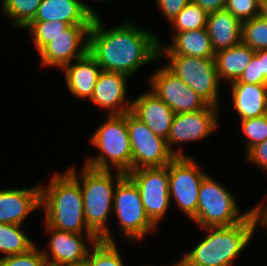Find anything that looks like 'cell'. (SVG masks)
<instances>
[{"instance_id": "obj_33", "label": "cell", "mask_w": 267, "mask_h": 266, "mask_svg": "<svg viewBox=\"0 0 267 266\" xmlns=\"http://www.w3.org/2000/svg\"><path fill=\"white\" fill-rule=\"evenodd\" d=\"M225 10L243 23L259 15L260 0H226Z\"/></svg>"}, {"instance_id": "obj_19", "label": "cell", "mask_w": 267, "mask_h": 266, "mask_svg": "<svg viewBox=\"0 0 267 266\" xmlns=\"http://www.w3.org/2000/svg\"><path fill=\"white\" fill-rule=\"evenodd\" d=\"M96 14L80 0H42L31 22L63 21L69 25H91Z\"/></svg>"}, {"instance_id": "obj_5", "label": "cell", "mask_w": 267, "mask_h": 266, "mask_svg": "<svg viewBox=\"0 0 267 266\" xmlns=\"http://www.w3.org/2000/svg\"><path fill=\"white\" fill-rule=\"evenodd\" d=\"M90 143L97 147L100 153L97 156L87 158L86 166L99 170L114 168L115 171L124 174L132 170V150L127 128V113L108 115L107 121L101 124L91 136Z\"/></svg>"}, {"instance_id": "obj_20", "label": "cell", "mask_w": 267, "mask_h": 266, "mask_svg": "<svg viewBox=\"0 0 267 266\" xmlns=\"http://www.w3.org/2000/svg\"><path fill=\"white\" fill-rule=\"evenodd\" d=\"M74 62L62 68L67 87L74 97L91 99L101 67L89 52Z\"/></svg>"}, {"instance_id": "obj_23", "label": "cell", "mask_w": 267, "mask_h": 266, "mask_svg": "<svg viewBox=\"0 0 267 266\" xmlns=\"http://www.w3.org/2000/svg\"><path fill=\"white\" fill-rule=\"evenodd\" d=\"M233 105L241 120L260 117L267 111V85L231 82Z\"/></svg>"}, {"instance_id": "obj_26", "label": "cell", "mask_w": 267, "mask_h": 266, "mask_svg": "<svg viewBox=\"0 0 267 266\" xmlns=\"http://www.w3.org/2000/svg\"><path fill=\"white\" fill-rule=\"evenodd\" d=\"M42 0H2L3 15L11 17L16 28H25L36 16Z\"/></svg>"}, {"instance_id": "obj_35", "label": "cell", "mask_w": 267, "mask_h": 266, "mask_svg": "<svg viewBox=\"0 0 267 266\" xmlns=\"http://www.w3.org/2000/svg\"><path fill=\"white\" fill-rule=\"evenodd\" d=\"M157 7L164 14L167 21L171 22L192 0H155Z\"/></svg>"}, {"instance_id": "obj_31", "label": "cell", "mask_w": 267, "mask_h": 266, "mask_svg": "<svg viewBox=\"0 0 267 266\" xmlns=\"http://www.w3.org/2000/svg\"><path fill=\"white\" fill-rule=\"evenodd\" d=\"M242 132L248 139L247 152L267 139V115L241 120Z\"/></svg>"}, {"instance_id": "obj_11", "label": "cell", "mask_w": 267, "mask_h": 266, "mask_svg": "<svg viewBox=\"0 0 267 266\" xmlns=\"http://www.w3.org/2000/svg\"><path fill=\"white\" fill-rule=\"evenodd\" d=\"M137 186L149 219L157 225L170 206L168 165L131 170L126 174Z\"/></svg>"}, {"instance_id": "obj_42", "label": "cell", "mask_w": 267, "mask_h": 266, "mask_svg": "<svg viewBox=\"0 0 267 266\" xmlns=\"http://www.w3.org/2000/svg\"><path fill=\"white\" fill-rule=\"evenodd\" d=\"M173 266H179V261H177V263H175V265L173 264Z\"/></svg>"}, {"instance_id": "obj_1", "label": "cell", "mask_w": 267, "mask_h": 266, "mask_svg": "<svg viewBox=\"0 0 267 266\" xmlns=\"http://www.w3.org/2000/svg\"><path fill=\"white\" fill-rule=\"evenodd\" d=\"M101 17L96 14L89 30L88 52L96 59L101 70L134 74L141 66L159 59L157 33L149 32L126 22L105 30Z\"/></svg>"}, {"instance_id": "obj_25", "label": "cell", "mask_w": 267, "mask_h": 266, "mask_svg": "<svg viewBox=\"0 0 267 266\" xmlns=\"http://www.w3.org/2000/svg\"><path fill=\"white\" fill-rule=\"evenodd\" d=\"M35 245L21 225L0 223V252L4 256H11L27 252Z\"/></svg>"}, {"instance_id": "obj_38", "label": "cell", "mask_w": 267, "mask_h": 266, "mask_svg": "<svg viewBox=\"0 0 267 266\" xmlns=\"http://www.w3.org/2000/svg\"><path fill=\"white\" fill-rule=\"evenodd\" d=\"M252 212L255 216L256 223L262 224V226H264L263 228L267 231V204L265 206H263V203L255 205V207L252 208Z\"/></svg>"}, {"instance_id": "obj_29", "label": "cell", "mask_w": 267, "mask_h": 266, "mask_svg": "<svg viewBox=\"0 0 267 266\" xmlns=\"http://www.w3.org/2000/svg\"><path fill=\"white\" fill-rule=\"evenodd\" d=\"M70 25L63 21L30 22L24 29L30 30L34 45L39 52L53 38L62 34Z\"/></svg>"}, {"instance_id": "obj_3", "label": "cell", "mask_w": 267, "mask_h": 266, "mask_svg": "<svg viewBox=\"0 0 267 266\" xmlns=\"http://www.w3.org/2000/svg\"><path fill=\"white\" fill-rule=\"evenodd\" d=\"M257 223L253 212L232 226L201 228L205 239L179 260V266H231L250 243Z\"/></svg>"}, {"instance_id": "obj_37", "label": "cell", "mask_w": 267, "mask_h": 266, "mask_svg": "<svg viewBox=\"0 0 267 266\" xmlns=\"http://www.w3.org/2000/svg\"><path fill=\"white\" fill-rule=\"evenodd\" d=\"M208 14L225 9L226 0H192Z\"/></svg>"}, {"instance_id": "obj_14", "label": "cell", "mask_w": 267, "mask_h": 266, "mask_svg": "<svg viewBox=\"0 0 267 266\" xmlns=\"http://www.w3.org/2000/svg\"><path fill=\"white\" fill-rule=\"evenodd\" d=\"M91 25H70L38 53L42 66L62 69L88 52ZM86 35V36H85ZM85 37V38H84Z\"/></svg>"}, {"instance_id": "obj_40", "label": "cell", "mask_w": 267, "mask_h": 266, "mask_svg": "<svg viewBox=\"0 0 267 266\" xmlns=\"http://www.w3.org/2000/svg\"><path fill=\"white\" fill-rule=\"evenodd\" d=\"M259 15L267 19V0H260V13Z\"/></svg>"}, {"instance_id": "obj_9", "label": "cell", "mask_w": 267, "mask_h": 266, "mask_svg": "<svg viewBox=\"0 0 267 266\" xmlns=\"http://www.w3.org/2000/svg\"><path fill=\"white\" fill-rule=\"evenodd\" d=\"M191 156L175 157L168 164L169 196L174 198L179 210L193 219L197 213L202 180L208 175Z\"/></svg>"}, {"instance_id": "obj_24", "label": "cell", "mask_w": 267, "mask_h": 266, "mask_svg": "<svg viewBox=\"0 0 267 266\" xmlns=\"http://www.w3.org/2000/svg\"><path fill=\"white\" fill-rule=\"evenodd\" d=\"M256 51L242 42L215 53L214 60L219 79L234 82L240 78Z\"/></svg>"}, {"instance_id": "obj_4", "label": "cell", "mask_w": 267, "mask_h": 266, "mask_svg": "<svg viewBox=\"0 0 267 266\" xmlns=\"http://www.w3.org/2000/svg\"><path fill=\"white\" fill-rule=\"evenodd\" d=\"M67 172L79 183L83 196L84 218L88 229L100 240L114 242L107 225L110 211H113L114 192L117 183L126 175L112 170H99L83 166L81 180L73 166ZM115 179V180H114ZM115 181V182H113ZM114 183V184H113Z\"/></svg>"}, {"instance_id": "obj_39", "label": "cell", "mask_w": 267, "mask_h": 266, "mask_svg": "<svg viewBox=\"0 0 267 266\" xmlns=\"http://www.w3.org/2000/svg\"><path fill=\"white\" fill-rule=\"evenodd\" d=\"M259 62L261 67V75L267 80V50L259 51Z\"/></svg>"}, {"instance_id": "obj_28", "label": "cell", "mask_w": 267, "mask_h": 266, "mask_svg": "<svg viewBox=\"0 0 267 266\" xmlns=\"http://www.w3.org/2000/svg\"><path fill=\"white\" fill-rule=\"evenodd\" d=\"M242 43L254 51L267 50V19L258 15L243 22Z\"/></svg>"}, {"instance_id": "obj_36", "label": "cell", "mask_w": 267, "mask_h": 266, "mask_svg": "<svg viewBox=\"0 0 267 266\" xmlns=\"http://www.w3.org/2000/svg\"><path fill=\"white\" fill-rule=\"evenodd\" d=\"M246 155L250 163L260 166L263 171L267 172V139L252 147Z\"/></svg>"}, {"instance_id": "obj_13", "label": "cell", "mask_w": 267, "mask_h": 266, "mask_svg": "<svg viewBox=\"0 0 267 266\" xmlns=\"http://www.w3.org/2000/svg\"><path fill=\"white\" fill-rule=\"evenodd\" d=\"M151 91L176 113L205 109L209 104L165 65L149 79Z\"/></svg>"}, {"instance_id": "obj_27", "label": "cell", "mask_w": 267, "mask_h": 266, "mask_svg": "<svg viewBox=\"0 0 267 266\" xmlns=\"http://www.w3.org/2000/svg\"><path fill=\"white\" fill-rule=\"evenodd\" d=\"M207 18L208 13L191 1L170 22V24L173 26V33L198 30L201 28H206Z\"/></svg>"}, {"instance_id": "obj_30", "label": "cell", "mask_w": 267, "mask_h": 266, "mask_svg": "<svg viewBox=\"0 0 267 266\" xmlns=\"http://www.w3.org/2000/svg\"><path fill=\"white\" fill-rule=\"evenodd\" d=\"M92 246L93 249L87 255L91 266H124L115 241L107 242L100 239Z\"/></svg>"}, {"instance_id": "obj_7", "label": "cell", "mask_w": 267, "mask_h": 266, "mask_svg": "<svg viewBox=\"0 0 267 266\" xmlns=\"http://www.w3.org/2000/svg\"><path fill=\"white\" fill-rule=\"evenodd\" d=\"M113 212L118 218L121 234L131 241L144 240L157 227L147 216L140 192L127 175L115 187Z\"/></svg>"}, {"instance_id": "obj_41", "label": "cell", "mask_w": 267, "mask_h": 266, "mask_svg": "<svg viewBox=\"0 0 267 266\" xmlns=\"http://www.w3.org/2000/svg\"><path fill=\"white\" fill-rule=\"evenodd\" d=\"M68 266H91V262L86 258L82 261H79L77 263H74Z\"/></svg>"}, {"instance_id": "obj_22", "label": "cell", "mask_w": 267, "mask_h": 266, "mask_svg": "<svg viewBox=\"0 0 267 266\" xmlns=\"http://www.w3.org/2000/svg\"><path fill=\"white\" fill-rule=\"evenodd\" d=\"M206 29L215 53L242 42V22L225 9L208 14Z\"/></svg>"}, {"instance_id": "obj_10", "label": "cell", "mask_w": 267, "mask_h": 266, "mask_svg": "<svg viewBox=\"0 0 267 266\" xmlns=\"http://www.w3.org/2000/svg\"><path fill=\"white\" fill-rule=\"evenodd\" d=\"M127 128L132 150V170L163 167L175 158L168 149L166 139L155 135L131 111L127 112Z\"/></svg>"}, {"instance_id": "obj_21", "label": "cell", "mask_w": 267, "mask_h": 266, "mask_svg": "<svg viewBox=\"0 0 267 266\" xmlns=\"http://www.w3.org/2000/svg\"><path fill=\"white\" fill-rule=\"evenodd\" d=\"M158 37L159 55H184L214 59L215 52L206 28L173 33L171 45H161Z\"/></svg>"}, {"instance_id": "obj_12", "label": "cell", "mask_w": 267, "mask_h": 266, "mask_svg": "<svg viewBox=\"0 0 267 266\" xmlns=\"http://www.w3.org/2000/svg\"><path fill=\"white\" fill-rule=\"evenodd\" d=\"M218 112V107L208 105L202 110L176 113L173 117L171 129L166 140L170 152L175 157H186L180 150L181 148L176 150V148L173 147V149L172 146L177 145V143L201 140L212 134V132L218 128Z\"/></svg>"}, {"instance_id": "obj_2", "label": "cell", "mask_w": 267, "mask_h": 266, "mask_svg": "<svg viewBox=\"0 0 267 266\" xmlns=\"http://www.w3.org/2000/svg\"><path fill=\"white\" fill-rule=\"evenodd\" d=\"M58 173H54L48 187L40 186V204L45 212V226L77 234L84 232L87 238L84 240L94 244L99 239L87 227L79 183L67 171Z\"/></svg>"}, {"instance_id": "obj_16", "label": "cell", "mask_w": 267, "mask_h": 266, "mask_svg": "<svg viewBox=\"0 0 267 266\" xmlns=\"http://www.w3.org/2000/svg\"><path fill=\"white\" fill-rule=\"evenodd\" d=\"M46 231L51 233L47 248L50 252L42 251L47 266H68L87 258L90 249L86 241L82 240L83 234L60 231L48 226Z\"/></svg>"}, {"instance_id": "obj_32", "label": "cell", "mask_w": 267, "mask_h": 266, "mask_svg": "<svg viewBox=\"0 0 267 266\" xmlns=\"http://www.w3.org/2000/svg\"><path fill=\"white\" fill-rule=\"evenodd\" d=\"M36 245L27 252L0 257V266H47L42 250H38Z\"/></svg>"}, {"instance_id": "obj_6", "label": "cell", "mask_w": 267, "mask_h": 266, "mask_svg": "<svg viewBox=\"0 0 267 266\" xmlns=\"http://www.w3.org/2000/svg\"><path fill=\"white\" fill-rule=\"evenodd\" d=\"M239 212L231 192L208 174L200 185L197 213L192 220L201 228L232 226L242 222L252 209Z\"/></svg>"}, {"instance_id": "obj_15", "label": "cell", "mask_w": 267, "mask_h": 266, "mask_svg": "<svg viewBox=\"0 0 267 266\" xmlns=\"http://www.w3.org/2000/svg\"><path fill=\"white\" fill-rule=\"evenodd\" d=\"M128 78L129 76L123 73L101 70L90 101L109 110L108 115L131 111L132 101L126 102Z\"/></svg>"}, {"instance_id": "obj_34", "label": "cell", "mask_w": 267, "mask_h": 266, "mask_svg": "<svg viewBox=\"0 0 267 266\" xmlns=\"http://www.w3.org/2000/svg\"><path fill=\"white\" fill-rule=\"evenodd\" d=\"M234 82H245L249 84L267 85V80L261 75V67L259 62V51L253 55L247 68L243 71L240 78Z\"/></svg>"}, {"instance_id": "obj_8", "label": "cell", "mask_w": 267, "mask_h": 266, "mask_svg": "<svg viewBox=\"0 0 267 266\" xmlns=\"http://www.w3.org/2000/svg\"><path fill=\"white\" fill-rule=\"evenodd\" d=\"M169 59L166 67L209 105L219 108V75L214 59L184 55H159Z\"/></svg>"}, {"instance_id": "obj_18", "label": "cell", "mask_w": 267, "mask_h": 266, "mask_svg": "<svg viewBox=\"0 0 267 266\" xmlns=\"http://www.w3.org/2000/svg\"><path fill=\"white\" fill-rule=\"evenodd\" d=\"M131 112L155 135L167 140L175 113L155 93L150 90L136 97Z\"/></svg>"}, {"instance_id": "obj_17", "label": "cell", "mask_w": 267, "mask_h": 266, "mask_svg": "<svg viewBox=\"0 0 267 266\" xmlns=\"http://www.w3.org/2000/svg\"><path fill=\"white\" fill-rule=\"evenodd\" d=\"M40 186L0 189V223L22 225L40 204Z\"/></svg>"}]
</instances>
